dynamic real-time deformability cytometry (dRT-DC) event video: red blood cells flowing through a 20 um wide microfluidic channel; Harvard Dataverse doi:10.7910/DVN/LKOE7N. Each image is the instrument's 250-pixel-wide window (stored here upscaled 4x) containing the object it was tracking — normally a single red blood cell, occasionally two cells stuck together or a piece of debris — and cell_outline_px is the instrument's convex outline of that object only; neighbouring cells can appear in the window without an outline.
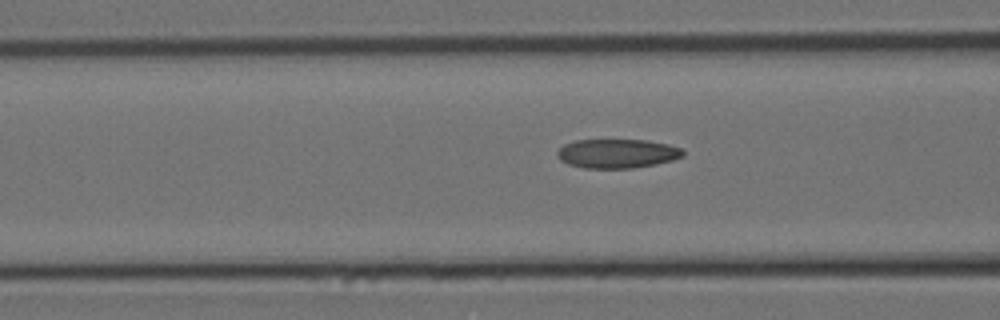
{"species": "Egyptian fruit bat (a non-hibernating species)", "species_latin": "Rousettus aegyptiacus", "temperature_condition": "cold", "stored_images_in_passage": 33, "camera_frame_rate_fps": 3000, "um_per_image_px": 0.085, "animal": {"sex": "female"}, "frame": {"image": 1, "passage_image": 10, "time_ms": 3.0, "image_size_px": [1000, 320], "cell_outline_px": [[684, 156], [672, 160], [656, 164], [632, 168], [584, 168], [568, 164], [560, 160], [556, 156], [556, 152], [564, 144], [576, 140], [648, 140], [668, 144], [680, 148], [684, 152]], "centroid_in_image_um": [52.44, 13.05], "position_along_channel_um": 114.2, "area_um2": 21.39}}
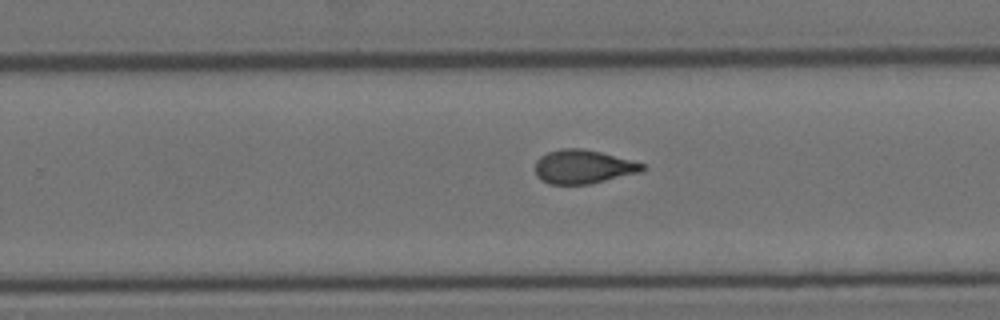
{"frame": {"image": 2, "passage_image": 24, "time_ms": 7.667, "image_size_px": [1000, 320], "cell_outline_px": [[644, 168], [640, 172], [588, 184], [548, 184], [540, 180], [536, 176], [536, 160], [540, 156], [548, 152], [560, 148], [584, 148], [600, 152], [644, 164]], "centroid_in_image_um": [49.5, 14.17], "position_along_channel_um": 280.3, "area_um2": 20.92}}
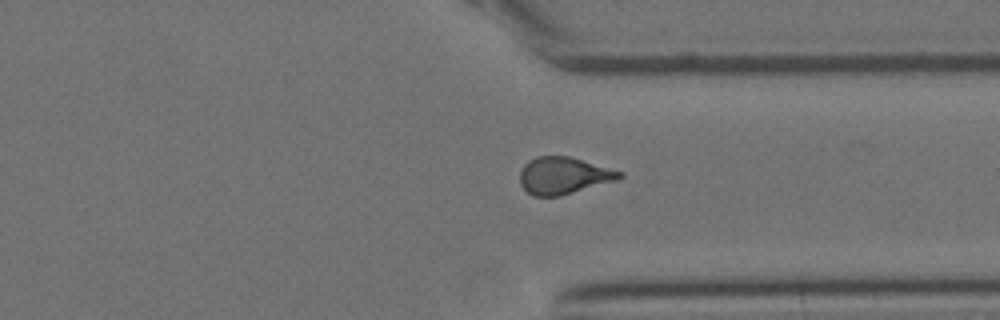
{"frame": {"image": 3, "passage_image": 31, "time_ms": 10.0, "image_size_px": [1000, 320], "cell_outline_px": [[624, 176], [616, 180], [560, 196], [532, 196], [520, 184], [520, 172], [524, 164], [528, 160], [536, 156], [568, 156], [624, 172]], "centroid_in_image_um": [47.89, 14.92], "position_along_channel_um": 363.5, "area_um2": 21.39}}